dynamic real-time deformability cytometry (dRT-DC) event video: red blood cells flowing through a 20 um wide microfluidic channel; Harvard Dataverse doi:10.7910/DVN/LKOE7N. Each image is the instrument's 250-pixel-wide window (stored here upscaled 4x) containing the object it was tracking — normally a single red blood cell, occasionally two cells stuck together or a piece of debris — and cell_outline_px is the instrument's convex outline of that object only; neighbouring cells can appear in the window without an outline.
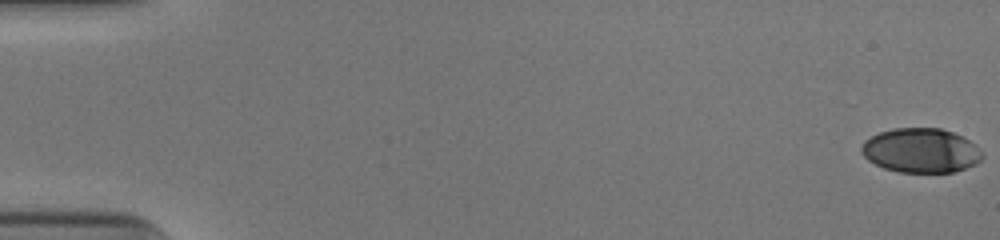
{"species": "human", "species_latin": "Homo sapiens", "temperature_condition": "cold", "stored_images_in_passage": 27, "camera_frame_rate_fps": 3000, "um_per_image_px": 0.085, "donor": {"sex": "male"}, "frame": {"image": 1, "passage_image": 1, "time_ms": 0.0, "image_size_px": [1000, 240], "cell_outline_px": [[984, 156], [976, 164], [952, 172], [896, 172], [884, 168], [868, 160], [860, 152], [860, 148], [864, 140], [880, 132], [892, 128], [940, 128], [952, 132], [976, 144], [984, 152]], "centroid_in_image_um": [78.27, 12.79], "position_along_channel_um": 6.7, "area_um2": 31.39}}
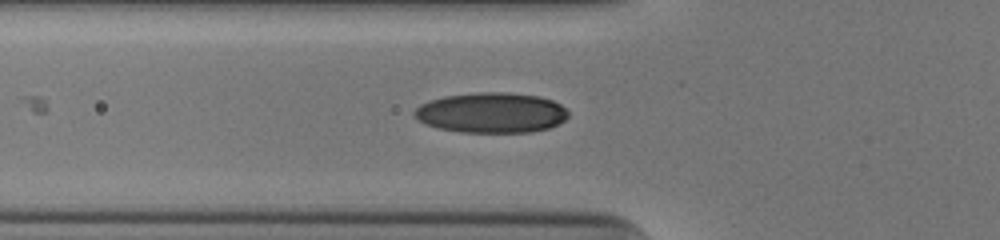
{"frame": {"image": 2, "passage_image": 20, "time_ms": 6.333, "image_size_px": [1000, 240], "cell_outline_px": [[568, 116], [560, 124], [548, 128], [532, 132], [460, 132], [440, 128], [424, 124], [412, 116], [412, 112], [420, 104], [444, 96], [480, 92], [504, 92], [536, 96], [552, 100], [560, 104], [568, 112]], "centroid_in_image_um": [41.74, 9.59], "position_along_channel_um": 84.1, "area_um2": 36.13}}
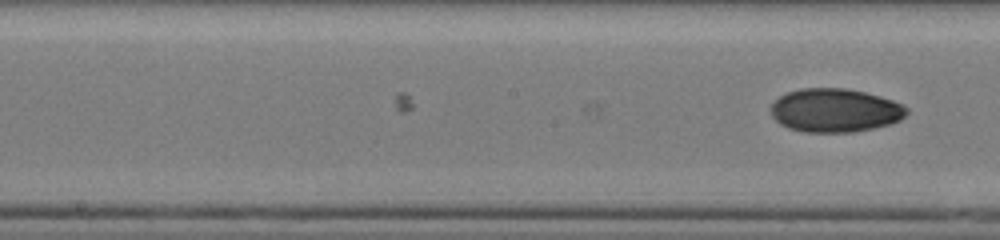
{"frame": {"image": 3, "passage_image": 27, "time_ms": 8.667, "image_size_px": [1000, 240], "cell_outline_px": [[908, 112], [900, 120], [892, 124], [852, 132], [804, 132], [788, 128], [780, 124], [772, 116], [772, 104], [780, 96], [788, 92], [800, 88], [844, 88], [864, 92], [880, 96], [892, 100], [908, 108]], "centroid_in_image_um": [70.98, 9.38], "position_along_channel_um": 177.2, "area_um2": 34.39}}